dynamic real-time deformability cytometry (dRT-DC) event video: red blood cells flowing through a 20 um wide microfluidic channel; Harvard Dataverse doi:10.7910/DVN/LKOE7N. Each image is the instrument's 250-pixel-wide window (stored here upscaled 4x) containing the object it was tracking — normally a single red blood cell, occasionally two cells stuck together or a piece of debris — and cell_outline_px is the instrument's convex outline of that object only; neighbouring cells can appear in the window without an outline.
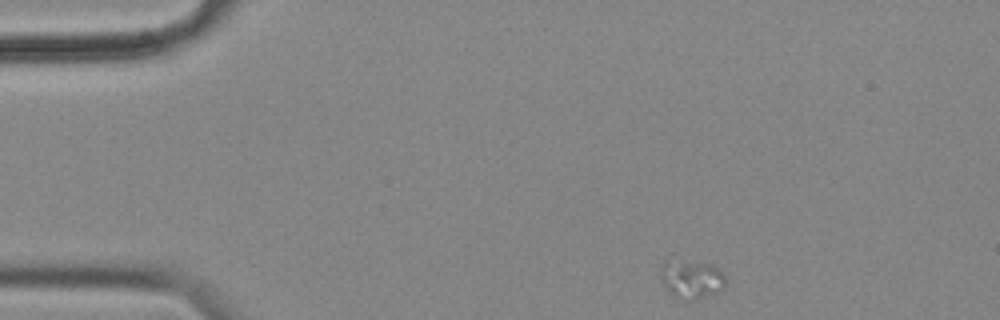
{"species": "common noctule bat (a hibernating species)", "species_latin": "Nyctalus noctula", "temperature_condition": "cold", "stored_images_in_passage": 50, "camera_frame_rate_fps": 3000, "um_per_image_px": 0.085, "animal": {"sex": "female", "body_mass_g": 18.4}, "frame": {"image": 1, "passage_image": 1, "time_ms": 0.0, "image_size_px": [1000, 320], "cell_outline_px": [[724, 288], [696, 300], [692, 300], [672, 296], [664, 288], [660, 280], [660, 276], [664, 260], [712, 264], [724, 276]], "centroid_in_image_um": [58.72, 23.75], "position_along_channel_um": 26.3, "area_um2": 14.28}}
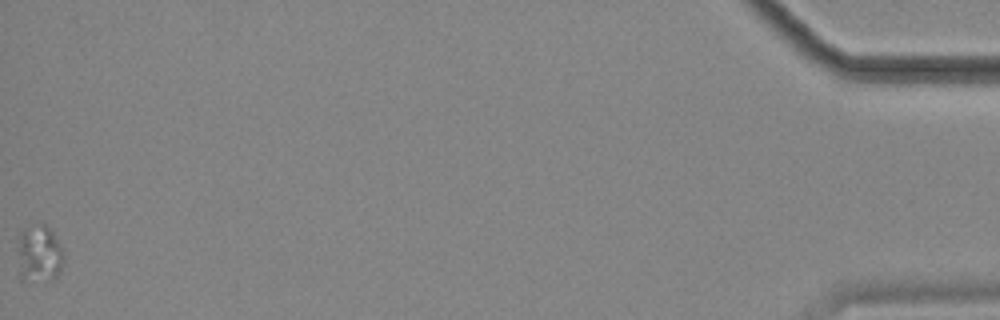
{"frame": {"image": 2, "passage_image": 50, "time_ms": 16.333, "image_size_px": [1000, 320], "cell_outline_px": [[64, 260], [60, 272], [52, 280], [20, 280], [20, 236], [24, 228], [32, 224], [44, 224], [52, 232], [60, 244], [64, 252]], "centroid_in_image_um": [3.39, 21.58], "position_along_channel_um": 431.8, "area_um2": 15.09}}